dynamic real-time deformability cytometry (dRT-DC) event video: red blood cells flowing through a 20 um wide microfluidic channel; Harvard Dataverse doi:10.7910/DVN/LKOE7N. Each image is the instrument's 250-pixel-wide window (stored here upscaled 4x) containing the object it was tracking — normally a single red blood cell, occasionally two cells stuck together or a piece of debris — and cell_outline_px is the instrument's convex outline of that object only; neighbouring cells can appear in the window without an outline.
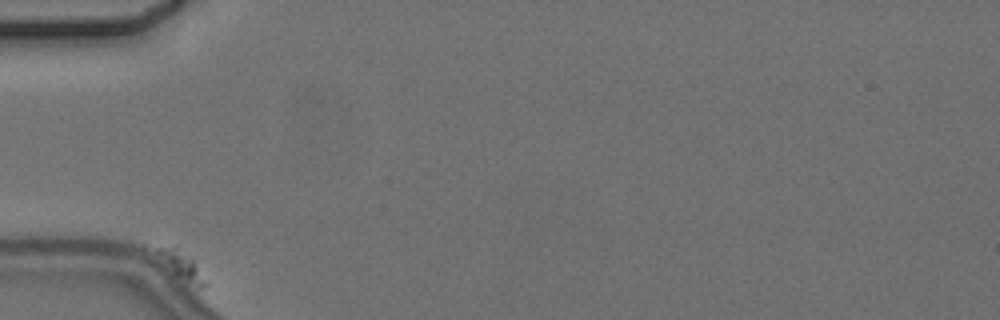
{"species": "common noctule bat (a hibernating species)", "species_latin": "Nyctalus noctula", "temperature_condition": "cold", "stored_images_in_passage": 3, "camera_frame_rate_fps": 3000, "um_per_image_px": 0.085, "animal": {"sex": "female", "body_mass_g": 24.6, "forearm_length_mm": 56.2}, "frame": {"image": 1, "passage_image": 1, "time_ms": 0.0, "image_size_px": [1000, 320], "cell_outline_px": [[208, 284], [204, 288], [200, 288], [152, 264], [140, 248], [140, 244], [176, 244], [192, 260]], "centroid_in_image_um": [14.81, 22.31], "position_along_channel_um": 70.2, "area_um2": 10.46}}